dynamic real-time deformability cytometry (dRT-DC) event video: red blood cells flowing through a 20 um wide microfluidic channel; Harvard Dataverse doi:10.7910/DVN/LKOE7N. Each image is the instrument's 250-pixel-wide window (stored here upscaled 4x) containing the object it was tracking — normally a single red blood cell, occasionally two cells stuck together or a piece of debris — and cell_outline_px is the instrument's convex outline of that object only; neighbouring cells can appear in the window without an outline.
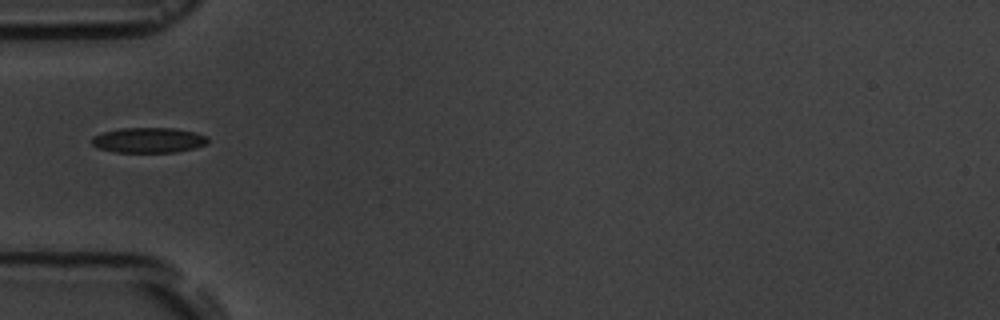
{"species": "common noctule bat (a hibernating species)", "species_latin": "Nyctalus noctula", "temperature_condition": "room temperature", "stored_images_in_passage": 1, "camera_frame_rate_fps": 3000, "um_per_image_px": 0.085, "animal": {"sex": "male", "body_mass_g": 19.5, "forearm_length_mm": 54.6}, "frame": {"image": 1, "passage_image": 1, "time_ms": 0.0, "image_size_px": [1000, 320], "cell_outline_px": [[208, 144], [176, 152], [116, 152], [100, 148], [92, 144], [92, 136], [104, 132], [120, 128], [176, 128], [196, 132], [208, 136]], "centroid_in_image_um": [12.67, 11.9], "position_along_channel_um": 72.3, "area_um2": 17.05}}